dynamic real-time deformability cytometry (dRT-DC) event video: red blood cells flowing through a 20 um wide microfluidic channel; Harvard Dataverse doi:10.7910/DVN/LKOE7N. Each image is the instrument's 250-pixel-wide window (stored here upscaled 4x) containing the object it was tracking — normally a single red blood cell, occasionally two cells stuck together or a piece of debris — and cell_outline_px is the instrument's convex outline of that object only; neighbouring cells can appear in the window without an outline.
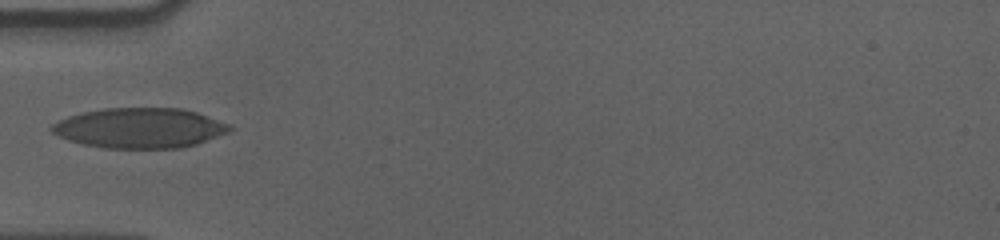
{"species": "human", "species_latin": "Homo sapiens", "temperature_condition": "cold", "stored_images_in_passage": 23, "camera_frame_rate_fps": 3000, "um_per_image_px": 0.085, "donor": {"sex": "male"}, "frame": {"image": 1, "passage_image": 1, "time_ms": 0.0, "image_size_px": [1000, 240], "cell_outline_px": [[232, 128], [228, 132], [196, 144], [180, 148], [100, 148], [68, 140], [52, 132], [48, 128], [52, 124], [68, 116], [84, 112], [104, 108], [180, 108], [196, 112], [228, 124]], "centroid_in_image_um": [11.84, 10.88], "position_along_channel_um": 73.2, "area_um2": 41.33}}
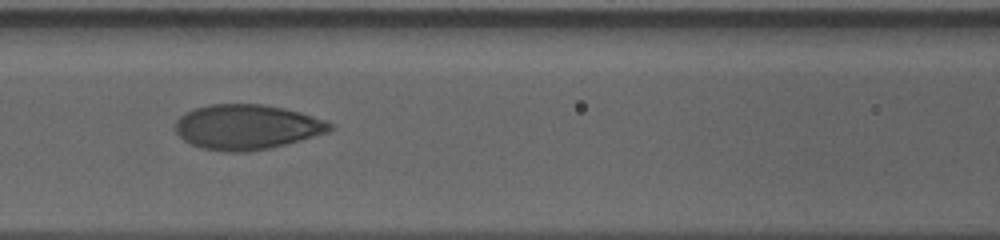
{"frame": {"image": 2, "passage_image": 7, "time_ms": 2.0, "image_size_px": [1000, 240], "cell_outline_px": [[332, 128], [328, 132], [272, 148], [248, 152], [224, 152], [200, 148], [184, 140], [176, 132], [176, 120], [180, 116], [196, 108], [208, 104], [264, 104], [284, 108], [300, 112], [324, 120], [332, 124]], "centroid_in_image_um": [20.97, 10.8], "position_along_channel_um": 145.6, "area_um2": 40.46}}
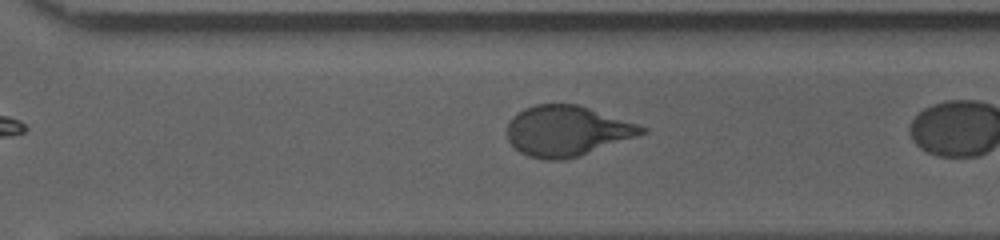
{"frame": {"image": 3, "passage_image": 19, "time_ms": 6.0, "image_size_px": [1000, 240], "cell_outline_px": [[648, 132], [580, 156], [564, 160], [544, 160], [528, 156], [520, 152], [508, 140], [508, 120], [516, 112], [524, 108], [536, 104], [576, 104], [648, 128]], "centroid_in_image_um": [48.15, 11.14], "position_along_channel_um": 322.5, "area_um2": 39.3}}